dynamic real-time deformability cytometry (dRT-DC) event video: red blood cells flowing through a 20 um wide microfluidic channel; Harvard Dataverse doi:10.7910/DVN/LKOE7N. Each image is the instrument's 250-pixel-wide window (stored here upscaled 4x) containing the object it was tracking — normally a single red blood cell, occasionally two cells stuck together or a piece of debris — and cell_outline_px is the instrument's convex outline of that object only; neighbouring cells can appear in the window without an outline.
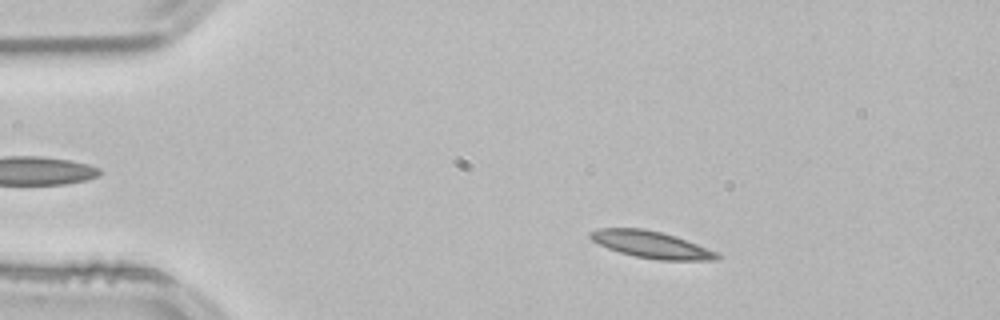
{"species": "common noctule bat (a hibernating species)", "species_latin": "Nyctalus noctula", "temperature_condition": "room temperature", "stored_images_in_passage": 52, "camera_frame_rate_fps": 3000, "um_per_image_px": 0.085, "animal": {"sex": "male", "body_mass_g": 21.5, "forearm_length_mm": 52.0}, "frame": {"image": 1, "passage_image": 8, "time_ms": 2.333, "image_size_px": [1000, 320], "cell_outline_px": [[720, 256], [716, 260], [660, 260], [636, 256], [620, 252], [608, 248], [592, 240], [588, 236], [588, 232], [600, 228], [644, 228], [676, 236], [716, 252]], "centroid_in_image_um": [55.32, 20.78], "position_along_channel_um": 29.7, "area_um2": 19.59}}
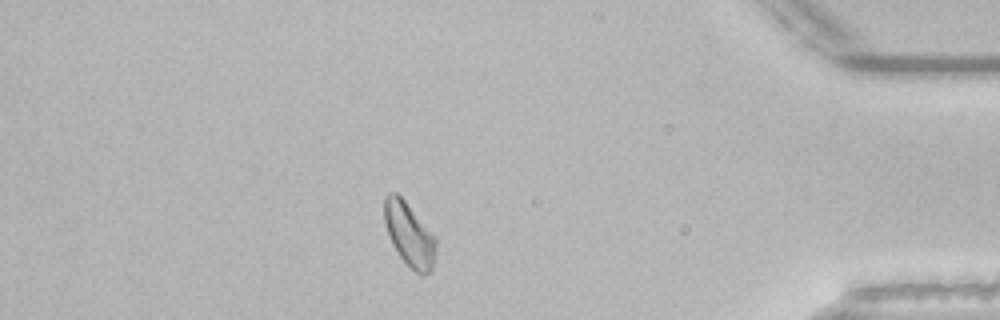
{"frame": {"image": 2, "passage_image": 45, "time_ms": 14.667, "image_size_px": [1000, 320], "cell_outline_px": [[436, 244], [432, 272], [424, 276], [420, 276], [400, 256], [392, 244], [388, 236], [384, 220], [384, 196], [388, 192], [396, 192], [404, 200], [436, 240]], "centroid_in_image_um": [34.76, 19.95], "position_along_channel_um": 400.4, "area_um2": 18.79}}